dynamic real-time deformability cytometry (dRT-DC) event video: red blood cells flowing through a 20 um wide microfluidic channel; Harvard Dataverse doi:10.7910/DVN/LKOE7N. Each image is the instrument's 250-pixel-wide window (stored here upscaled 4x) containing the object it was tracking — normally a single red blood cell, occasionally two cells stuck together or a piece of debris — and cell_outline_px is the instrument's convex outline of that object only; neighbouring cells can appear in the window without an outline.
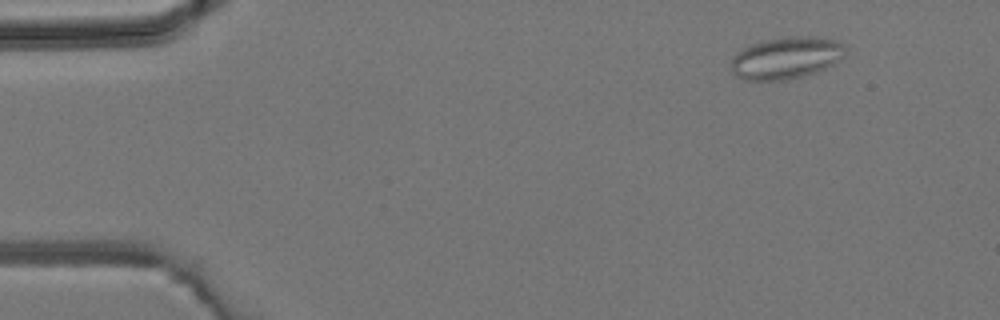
{"species": "common noctule bat (a hibernating species)", "species_latin": "Nyctalus noctula", "temperature_condition": "room temperature", "stored_images_in_passage": 5, "camera_frame_rate_fps": 3000, "um_per_image_px": 0.085, "animal": {"sex": "male", "body_mass_g": 19.2, "forearm_length_mm": 51.8}, "frame": {"image": 1, "passage_image": 2, "time_ms": 1.0, "image_size_px": [1000, 320], "cell_outline_px": [[848, 52], [840, 60], [816, 72], [804, 76], [788, 80], [744, 80], [736, 76], [732, 72], [732, 60], [736, 52], [740, 48], [760, 40], [792, 36], [816, 36], [836, 40], [844, 44]], "centroid_in_image_um": [66.83, 4.9], "position_along_channel_um": 18.2, "area_um2": 28.44}}